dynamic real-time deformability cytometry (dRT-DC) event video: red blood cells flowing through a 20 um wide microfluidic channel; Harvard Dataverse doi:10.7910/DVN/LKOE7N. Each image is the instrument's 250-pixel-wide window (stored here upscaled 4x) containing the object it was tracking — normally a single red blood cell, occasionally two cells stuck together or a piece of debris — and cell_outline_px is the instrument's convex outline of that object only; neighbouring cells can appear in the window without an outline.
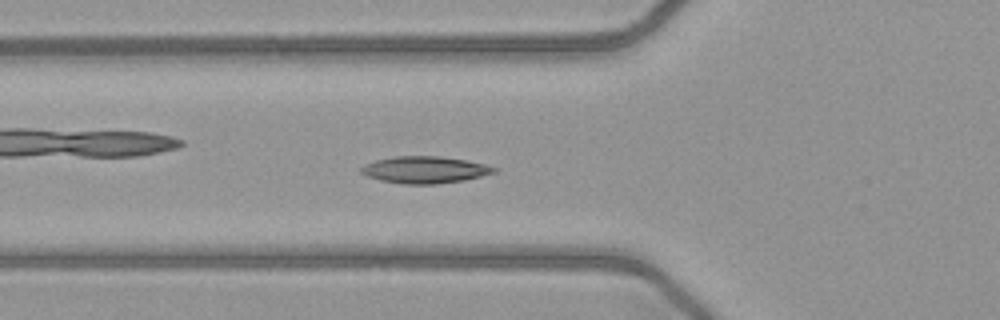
{"species": "common noctule bat (a hibernating species)", "species_latin": "Nyctalus noctula", "temperature_condition": "warm", "stored_images_in_passage": 35, "camera_frame_rate_fps": 3000, "um_per_image_px": 0.085, "animal": {"sex": "female", "body_mass_g": 21.9}, "frame": {"image": 1, "passage_image": 2, "time_ms": 0.333, "image_size_px": [1000, 320], "cell_outline_px": [[496, 172], [464, 180], [436, 184], [400, 184], [380, 180], [368, 176], [360, 172], [360, 168], [364, 164], [376, 160], [396, 156], [440, 156], [468, 160], [484, 164], [496, 168]], "centroid_in_image_um": [36.09, 14.43], "position_along_channel_um": 89.7, "area_um2": 20.81}}
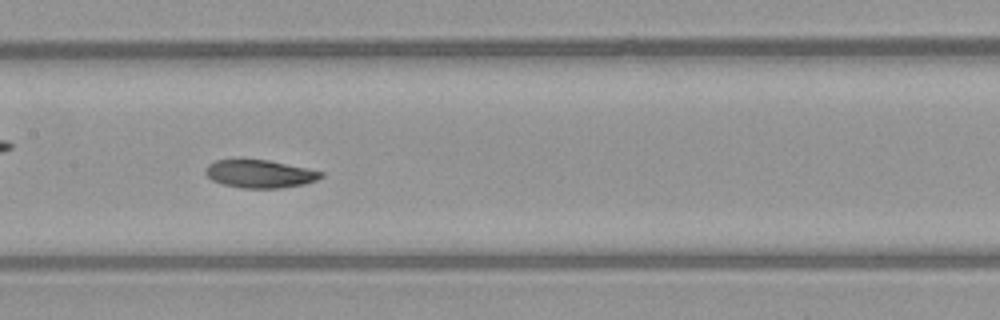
{"frame": {"image": 2, "passage_image": 9, "time_ms": 2.667, "image_size_px": [1000, 320], "cell_outline_px": [[324, 176], [316, 180], [304, 184], [280, 188], [240, 188], [224, 184], [212, 180], [204, 172], [204, 168], [208, 164], [216, 160], [268, 160], [308, 168], [324, 172]], "centroid_in_image_um": [22.09, 14.78], "position_along_channel_um": 185.3, "area_um2": 18.79}}
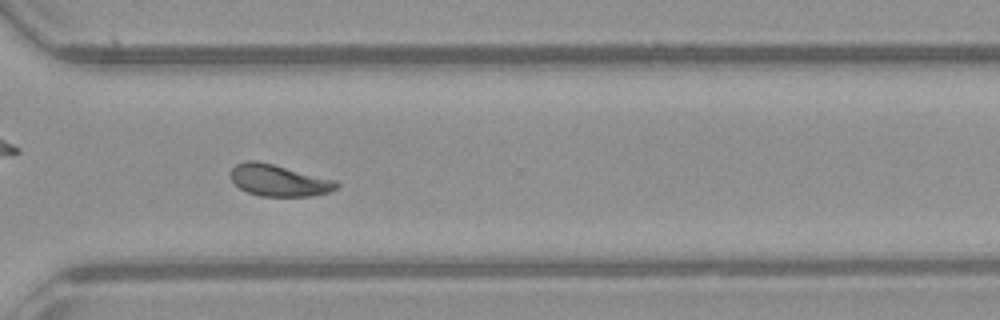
{"frame": {"image": 3, "passage_image": 21, "time_ms": 6.667, "image_size_px": [1000, 320], "cell_outline_px": [[340, 184], [336, 188], [328, 192], [312, 196], [260, 196], [248, 192], [240, 188], [232, 180], [232, 168], [236, 164], [248, 160], [256, 160], [336, 180]], "centroid_in_image_um": [23.71, 15.34], "position_along_channel_um": 346.9, "area_um2": 19.25}}